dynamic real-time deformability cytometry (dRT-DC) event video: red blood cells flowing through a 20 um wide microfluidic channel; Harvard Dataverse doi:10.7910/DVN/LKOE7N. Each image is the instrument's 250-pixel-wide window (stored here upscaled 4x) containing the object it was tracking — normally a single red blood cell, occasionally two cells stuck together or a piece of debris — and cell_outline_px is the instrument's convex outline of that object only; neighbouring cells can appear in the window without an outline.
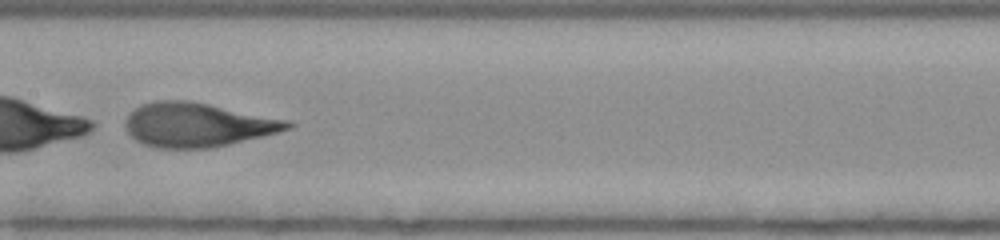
{"species": "human", "species_latin": "Homo sapiens", "temperature_condition": "room temperature", "stored_images_in_passage": 40, "camera_frame_rate_fps": 3000, "um_per_image_px": 0.085, "donor": {"sex": "female"}, "frame": {"image": 1, "passage_image": 16, "time_ms": 5.0, "image_size_px": [1000, 240], "cell_outline_px": [[296, 124], [292, 128], [212, 148], [156, 148], [144, 144], [136, 140], [128, 132], [124, 124], [124, 120], [140, 104], [156, 100], [188, 100], [288, 120]], "centroid_in_image_um": [16.75, 10.6], "position_along_channel_um": 190.7, "area_um2": 41.33}}
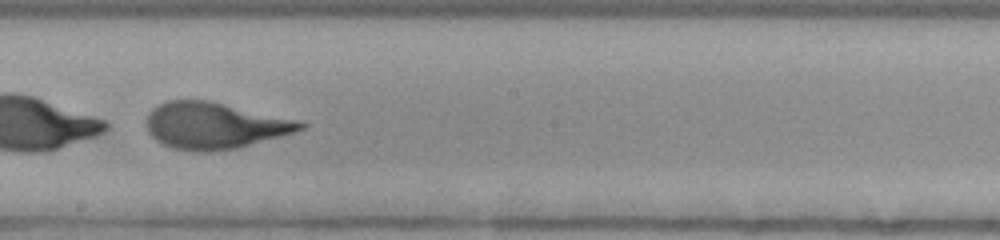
{"frame": {"image": 2, "passage_image": 19, "time_ms": 6.0, "image_size_px": [1000, 240], "cell_outline_px": [[308, 124], [304, 128], [292, 132], [236, 148], [208, 152], [200, 152], [172, 148], [156, 140], [148, 132], [148, 112], [152, 108], [168, 100], [208, 100], [300, 120]], "centroid_in_image_um": [18.22, 10.66], "position_along_channel_um": 230.0, "area_um2": 41.27}}
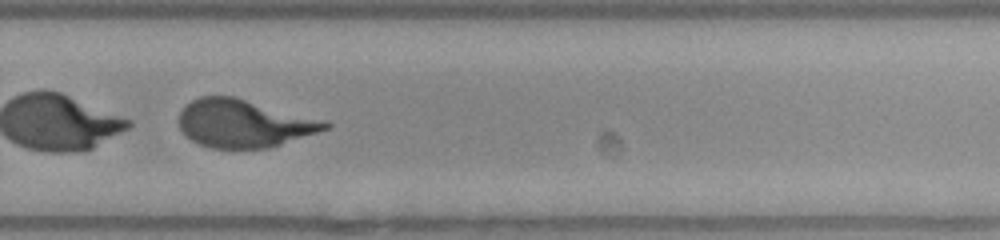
{"frame": {"image": 3, "passage_image": 25, "time_ms": 8.0, "image_size_px": [1000, 240], "cell_outline_px": [[332, 124], [328, 128], [268, 148], [212, 148], [200, 144], [192, 140], [180, 128], [180, 112], [192, 100], [200, 96], [232, 96], [328, 120]], "centroid_in_image_um": [20.76, 10.48], "position_along_channel_um": 309.0, "area_um2": 40.34}}